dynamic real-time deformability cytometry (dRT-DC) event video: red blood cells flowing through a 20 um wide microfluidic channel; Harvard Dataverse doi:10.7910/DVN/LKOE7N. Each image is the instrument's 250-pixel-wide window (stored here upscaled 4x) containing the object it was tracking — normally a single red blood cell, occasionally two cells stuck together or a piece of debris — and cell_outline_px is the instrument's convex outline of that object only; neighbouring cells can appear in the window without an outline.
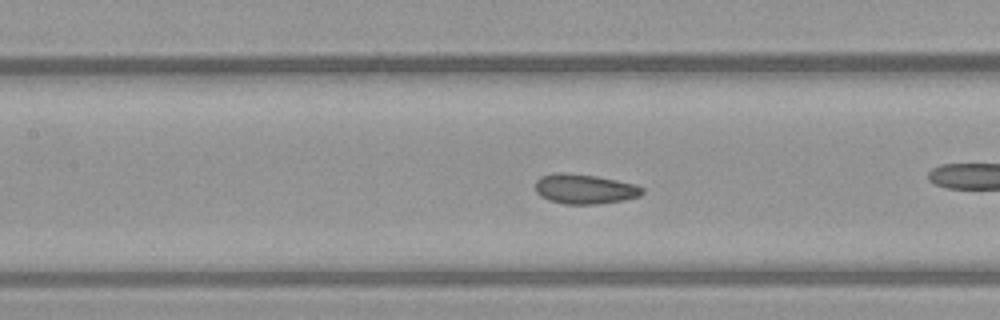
{"species": "common noctule bat (a hibernating species)", "species_latin": "Nyctalus noctula", "temperature_condition": "warm", "stored_images_in_passage": 54, "camera_frame_rate_fps": 3000, "um_per_image_px": 0.085, "animal": {"sex": "female", "body_mass_g": 21.9}, "frame": {"image": 1, "passage_image": 24, "time_ms": 7.667, "image_size_px": [1000, 320], "cell_outline_px": [[644, 192], [640, 196], [624, 200], [596, 204], [564, 204], [548, 200], [540, 196], [536, 192], [536, 180], [540, 176], [556, 172], [564, 172], [596, 176], [636, 184], [644, 188]], "centroid_in_image_um": [49.69, 16.06], "position_along_channel_um": 157.7, "area_um2": 18.73}, "authors_computed_cell_mechanics": {"area_um2": 18.7272, "velocity_mm_per_s": 3.8634, "shape_relaxation_time_tau1_ms": null, "shape_relaxation_time_tau2_ms": 2.2208, "deformation_change_tau1": null, "deformation_change_tau2": 0.0641}}